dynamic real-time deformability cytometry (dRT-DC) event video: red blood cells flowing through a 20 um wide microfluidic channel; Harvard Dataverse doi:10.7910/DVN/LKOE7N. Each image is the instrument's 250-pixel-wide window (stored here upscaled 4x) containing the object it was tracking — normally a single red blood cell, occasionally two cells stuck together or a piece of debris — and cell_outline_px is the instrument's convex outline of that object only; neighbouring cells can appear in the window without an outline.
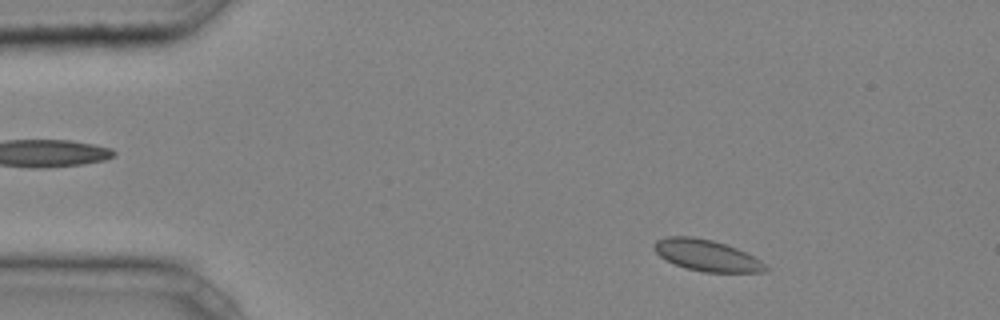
{"species": "common noctule bat (a hibernating species)", "species_latin": "Nyctalus noctula", "temperature_condition": "cold", "stored_images_in_passage": 42, "camera_frame_rate_fps": 3000, "um_per_image_px": 0.085, "animal": {"sex": "male", "body_mass_g": 20.4}, "frame": {"image": 1, "passage_image": 4, "time_ms": 1.0, "image_size_px": [1000, 320], "cell_outline_px": [[768, 268], [764, 272], [704, 272], [688, 268], [676, 264], [660, 256], [652, 248], [652, 244], [656, 240], [668, 236], [692, 236], [712, 240], [736, 248], [760, 260]], "centroid_in_image_um": [60.03, 21.69], "position_along_channel_um": 25.0, "area_um2": 20.06}}
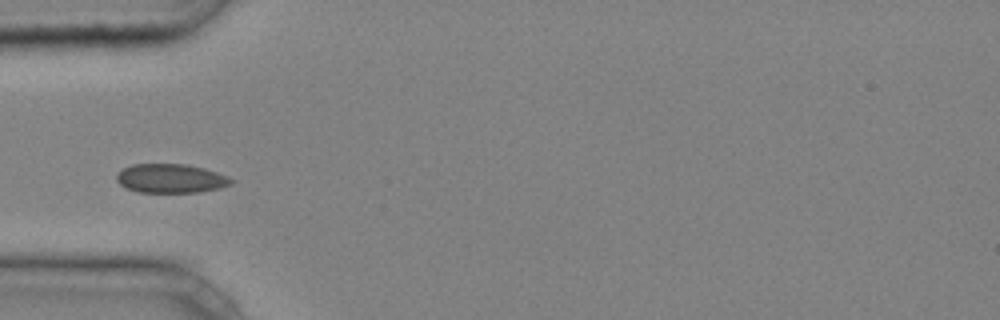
{"frame": {"image": 2, "passage_image": 12, "time_ms": 3.667, "image_size_px": [1000, 320], "cell_outline_px": [[236, 180], [232, 184], [220, 188], [200, 192], [136, 192], [124, 188], [116, 180], [116, 176], [124, 168], [132, 164], [188, 164], [204, 168], [228, 176]], "centroid_in_image_um": [14.54, 15.17], "position_along_channel_um": 70.5, "area_um2": 19.54}}
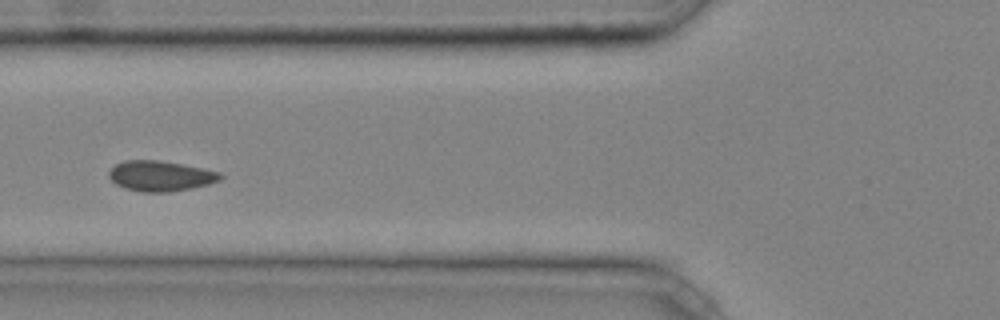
{"frame": {"image": 3, "passage_image": 15, "time_ms": 4.667, "image_size_px": [1000, 320], "cell_outline_px": [[224, 176], [220, 180], [208, 184], [192, 188], [168, 192], [144, 192], [124, 188], [116, 184], [108, 176], [108, 172], [116, 164], [124, 160], [160, 160], [220, 172]], "centroid_in_image_um": [13.63, 14.96], "position_along_channel_um": 112.2, "area_um2": 19.59}}